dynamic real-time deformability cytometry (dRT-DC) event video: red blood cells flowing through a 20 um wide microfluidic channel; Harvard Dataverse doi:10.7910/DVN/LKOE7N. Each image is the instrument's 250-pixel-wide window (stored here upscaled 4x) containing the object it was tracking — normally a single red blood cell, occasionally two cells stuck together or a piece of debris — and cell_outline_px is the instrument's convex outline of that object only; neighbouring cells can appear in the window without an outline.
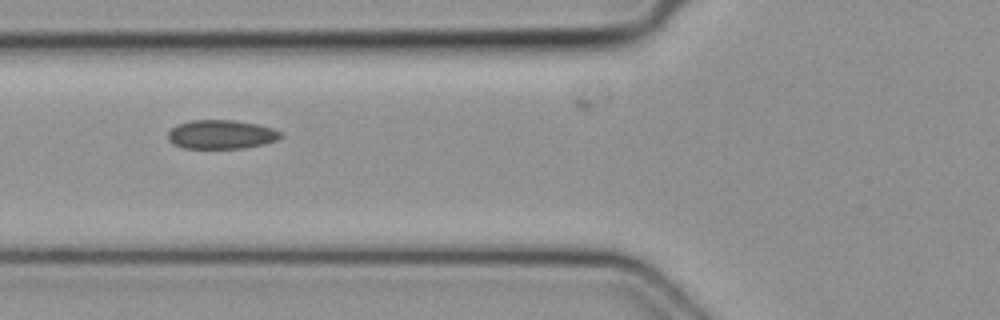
{"species": "common noctule bat (a hibernating species)", "species_latin": "Nyctalus noctula", "temperature_condition": "cold", "stored_images_in_passage": 7, "camera_frame_rate_fps": 3000, "um_per_image_px": 0.085, "animal": {"sex": "female", "body_mass_g": 19.3, "forearm_length_mm": 54.1}, "frame": {"image": 1, "passage_image": 5, "time_ms": 1.333, "image_size_px": [1000, 320], "cell_outline_px": [[284, 136], [280, 140], [264, 144], [244, 148], [184, 148], [172, 144], [168, 140], [168, 132], [176, 124], [192, 120], [236, 120], [256, 124], [272, 128], [280, 132]], "centroid_in_image_um": [18.81, 11.43], "position_along_channel_um": 107.0, "area_um2": 19.19}}
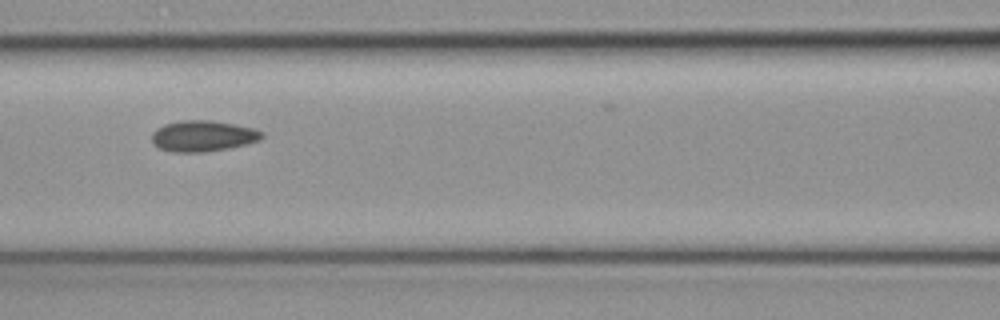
{"frame": {"image": 2, "passage_image": 6, "time_ms": 1.667, "image_size_px": [1000, 320], "cell_outline_px": [[264, 136], [260, 140], [228, 148], [200, 152], [176, 152], [160, 148], [152, 144], [152, 132], [156, 128], [164, 124], [180, 120], [212, 120], [252, 128], [264, 132]], "centroid_in_image_um": [17.22, 11.55], "position_along_channel_um": 149.4, "area_um2": 19.77}}